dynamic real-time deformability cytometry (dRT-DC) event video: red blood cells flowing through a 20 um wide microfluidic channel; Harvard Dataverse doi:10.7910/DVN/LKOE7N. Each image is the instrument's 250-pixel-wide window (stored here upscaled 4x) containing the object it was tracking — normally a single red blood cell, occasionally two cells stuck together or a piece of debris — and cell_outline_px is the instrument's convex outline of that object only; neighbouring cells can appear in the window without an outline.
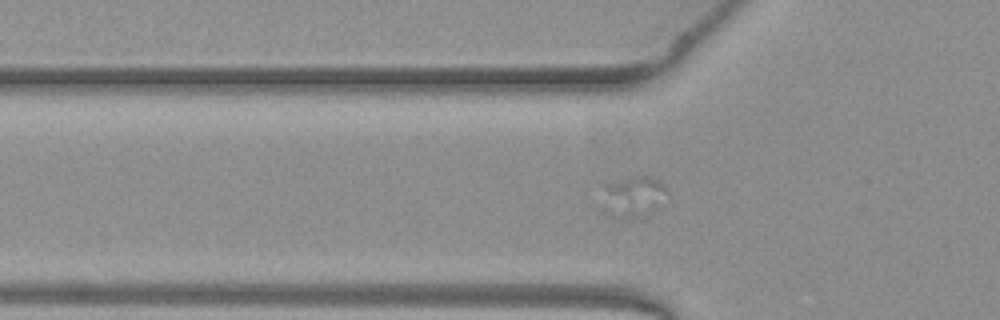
{"species": "common noctule bat (a hibernating species)", "species_latin": "Nyctalus noctula", "temperature_condition": "warm", "stored_images_in_passage": 18, "camera_frame_rate_fps": 3000, "um_per_image_px": 0.085, "animal": {"sex": "female", "body_mass_g": 19.3, "forearm_length_mm": 54.1}, "frame": {"image": 1, "passage_image": 3, "time_ms": 0.667, "image_size_px": [1000, 320], "cell_outline_px": [[668, 192], [660, 208], [640, 216], [628, 220], [624, 220], [620, 216], [600, 184], [600, 180], [632, 176], [648, 176], [660, 180], [664, 184]], "centroid_in_image_um": [53.96, 16.58], "position_along_channel_um": 71.8, "area_um2": 15.03}}
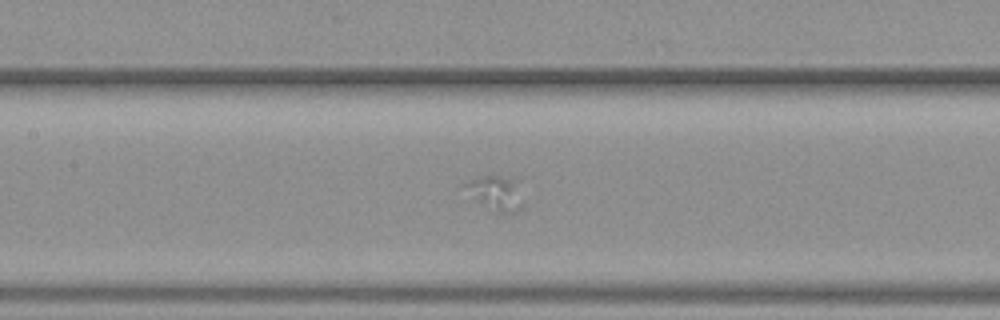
{"frame": {"image": 2, "passage_image": 11, "time_ms": 3.333, "image_size_px": [1000, 320], "cell_outline_px": [[524, 208], [516, 212], [496, 212], [480, 200], [464, 184], [468, 180], [484, 176], [500, 176], [512, 180], [524, 204]], "centroid_in_image_um": [42.22, 16.43], "position_along_channel_um": 165.2, "area_um2": 10.52}}
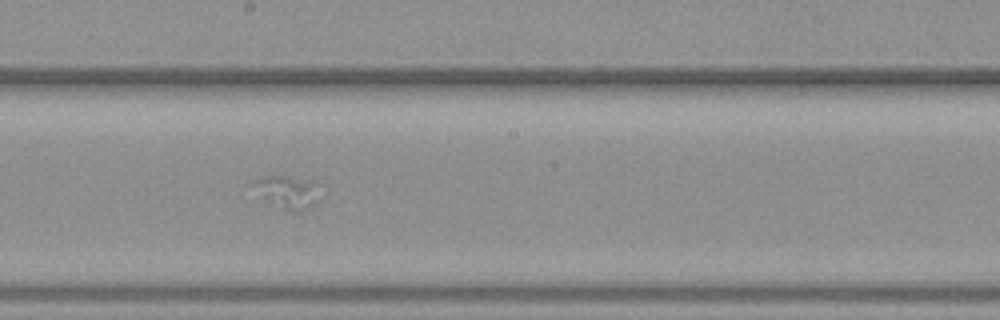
{"frame": {"image": 3, "passage_image": 16, "time_ms": 5.0, "image_size_px": [1000, 320], "cell_outline_px": [[312, 204], [304, 212], [296, 212], [284, 208], [268, 200], [252, 184], [256, 180], [264, 176], [280, 176], [308, 184]], "centroid_in_image_um": [24.23, 16.36], "position_along_channel_um": 224.0, "area_um2": 10.35}}